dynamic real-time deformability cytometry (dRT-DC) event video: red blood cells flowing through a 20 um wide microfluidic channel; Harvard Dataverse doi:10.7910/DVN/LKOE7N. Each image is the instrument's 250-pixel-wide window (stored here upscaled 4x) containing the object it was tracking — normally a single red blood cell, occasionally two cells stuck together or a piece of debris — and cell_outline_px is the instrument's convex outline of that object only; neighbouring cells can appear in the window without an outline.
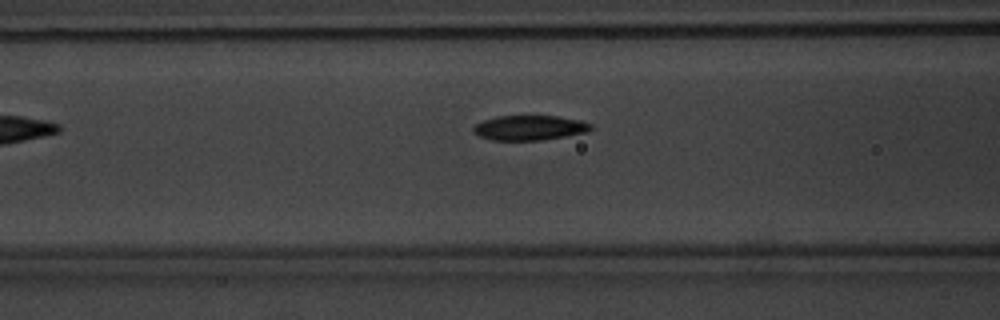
{"species": "common noctule bat (a hibernating species)", "species_latin": "Nyctalus noctula", "temperature_condition": "warm", "stored_images_in_passage": 6, "camera_frame_rate_fps": 3000, "um_per_image_px": 0.085, "animal": {"sex": "male", "body_mass_g": 20.1, "forearm_length_mm": 53.5}, "frame": {"image": 1, "passage_image": 4, "time_ms": 3.667, "image_size_px": [1000, 320], "cell_outline_px": [[592, 128], [588, 132], [568, 136], [540, 140], [492, 140], [480, 136], [472, 132], [472, 128], [476, 124], [484, 120], [496, 116], [556, 116], [580, 120], [592, 124]], "centroid_in_image_um": [45.02, 10.86], "position_along_channel_um": 121.6, "area_um2": 17.05}}